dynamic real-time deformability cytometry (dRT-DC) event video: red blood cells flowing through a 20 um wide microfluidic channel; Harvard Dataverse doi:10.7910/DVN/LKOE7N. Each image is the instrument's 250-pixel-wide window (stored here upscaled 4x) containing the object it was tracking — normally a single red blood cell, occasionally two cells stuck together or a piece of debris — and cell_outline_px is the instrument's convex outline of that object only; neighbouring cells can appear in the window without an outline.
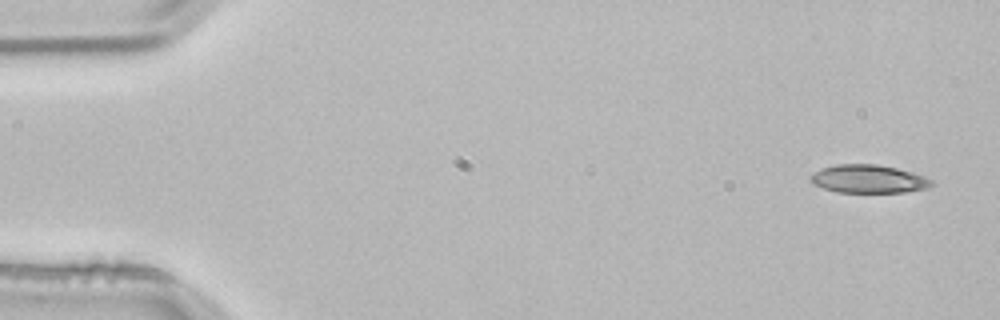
{"species": "common noctule bat (a hibernating species)", "species_latin": "Nyctalus noctula", "temperature_condition": "room temperature", "stored_images_in_passage": 3, "camera_frame_rate_fps": 3000, "um_per_image_px": 0.085, "animal": {"sex": "male", "body_mass_g": 21.5, "forearm_length_mm": 52.0}, "frame": {"image": 1, "passage_image": 1, "time_ms": 0.0, "image_size_px": [1000, 320], "cell_outline_px": [[936, 184], [928, 188], [904, 192], [836, 192], [812, 184], [808, 180], [808, 176], [824, 168], [836, 164], [880, 164], [912, 172], [936, 180]], "centroid_in_image_um": [73.86, 15.21], "position_along_channel_um": 11.1, "area_um2": 20.11}}
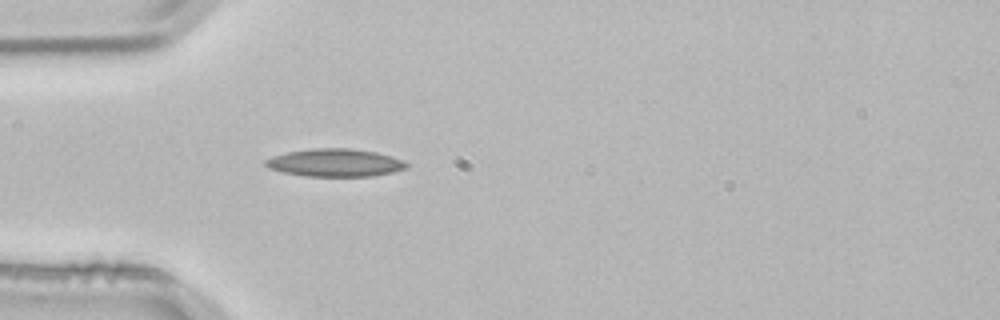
{"frame": {"image": 2, "passage_image": 3, "time_ms": 0.667, "image_size_px": [1000, 320], "cell_outline_px": [[408, 168], [392, 172], [372, 176], [304, 176], [284, 172], [268, 168], [264, 164], [264, 160], [272, 156], [288, 152], [312, 148], [348, 148], [376, 152], [392, 156], [404, 160], [408, 164]], "centroid_in_image_um": [28.49, 13.83], "position_along_channel_um": 56.5, "area_um2": 22.89}}